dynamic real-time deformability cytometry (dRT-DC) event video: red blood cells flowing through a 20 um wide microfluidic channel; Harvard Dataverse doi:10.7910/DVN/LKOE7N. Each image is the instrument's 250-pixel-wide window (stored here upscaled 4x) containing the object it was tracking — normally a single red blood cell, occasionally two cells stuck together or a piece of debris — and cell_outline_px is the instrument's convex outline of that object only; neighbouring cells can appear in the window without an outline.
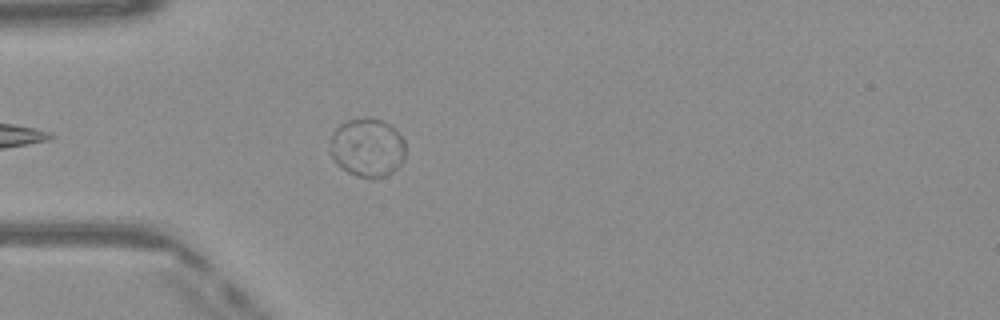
{"species": "Egyptian fruit bat (a non-hibernating species)", "species_latin": "Rousettus aegyptiacus", "temperature_condition": "warm", "stored_images_in_passage": 30, "camera_frame_rate_fps": 3000, "um_per_image_px": 0.085, "frame": {"image": 1, "passage_image": 5, "time_ms": 1.333, "image_size_px": [1000, 320], "cell_outline_px": [[404, 160], [392, 172], [384, 176], [356, 176], [340, 168], [336, 164], [328, 152], [332, 132], [340, 124], [348, 120], [364, 116], [368, 116], [380, 120], [388, 124], [404, 140]], "centroid_in_image_um": [31.16, 12.52], "position_along_channel_um": 53.8, "area_um2": 25.78}}
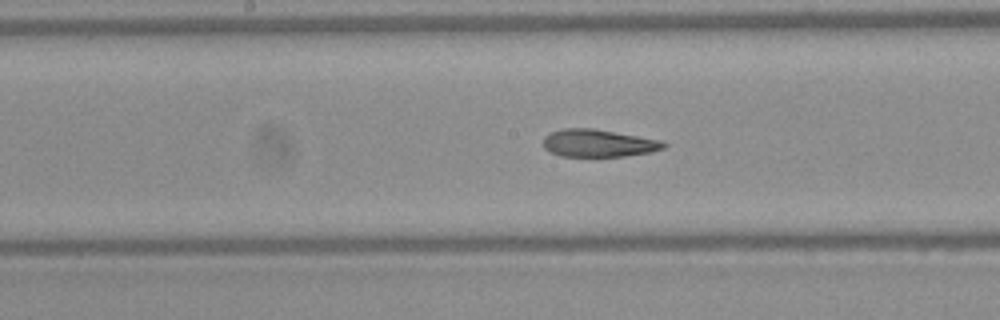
{"frame": {"image": 2, "passage_image": 13, "time_ms": 4.0, "image_size_px": [1000, 320], "cell_outline_px": [[668, 144], [664, 148], [652, 152], [624, 156], [560, 156], [548, 152], [544, 148], [544, 136], [552, 132], [564, 128], [592, 128], [660, 140]], "centroid_in_image_um": [50.85, 12.17], "position_along_channel_um": 197.4, "area_um2": 19.25}}
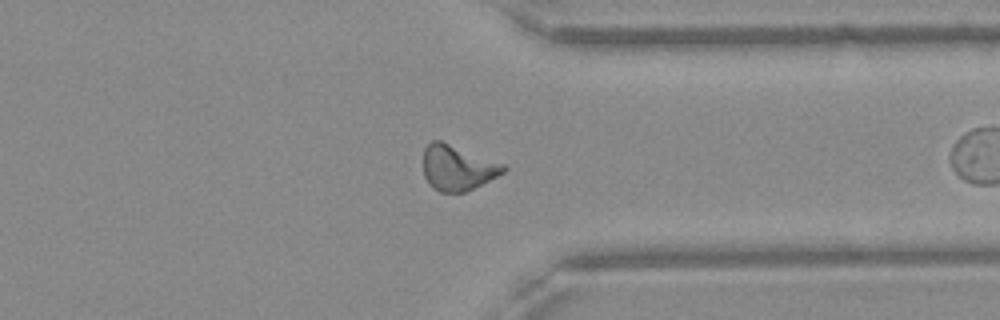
{"frame": {"image": 3, "passage_image": 26, "time_ms": 8.333, "image_size_px": [1000, 320], "cell_outline_px": [[508, 168], [504, 172], [464, 192], [440, 192], [432, 188], [424, 176], [424, 148], [432, 140], [440, 140], [504, 164]], "centroid_in_image_um": [38.86, 14.25], "position_along_channel_um": 372.5, "area_um2": 20.81}, "authors_computed_cell_mechanics": {"area_um2": 20.2589, "velocity_mm_per_s": 4.0958, "shape_relaxation_time_tau1_ms": null, "shape_relaxation_time_tau2_ms": 1.9063, "deformation_change_tau1": null, "deformation_change_tau2": 0.0942}}